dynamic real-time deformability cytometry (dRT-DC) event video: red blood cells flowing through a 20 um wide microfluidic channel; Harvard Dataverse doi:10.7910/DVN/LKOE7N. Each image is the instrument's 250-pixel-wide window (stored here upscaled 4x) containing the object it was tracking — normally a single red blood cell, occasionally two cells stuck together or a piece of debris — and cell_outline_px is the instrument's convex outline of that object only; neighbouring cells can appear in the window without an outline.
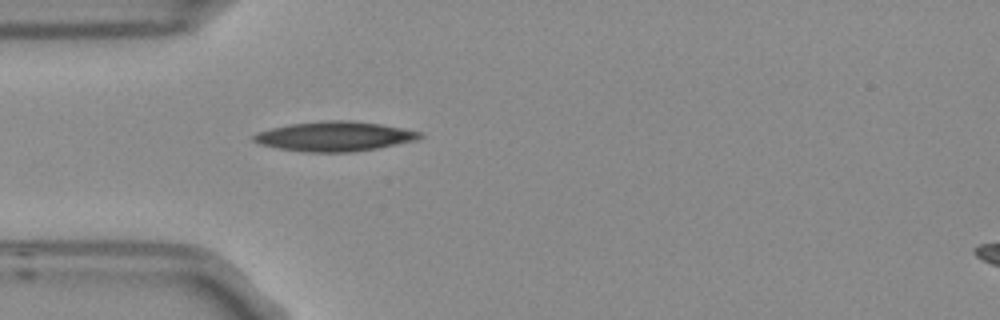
{"species": "Egyptian fruit bat (a non-hibernating species)", "species_latin": "Rousettus aegyptiacus", "temperature_condition": "room temperature", "stored_images_in_passage": 2, "camera_frame_rate_fps": 3000, "um_per_image_px": 0.085, "frame": {"image": 1, "passage_image": 2, "time_ms": 0.333, "image_size_px": [1000, 320], "cell_outline_px": [[424, 136], [416, 140], [376, 148], [352, 152], [304, 152], [280, 148], [260, 144], [252, 140], [252, 136], [256, 132], [288, 124], [324, 120], [348, 120], [380, 124], [420, 132]], "centroid_in_image_um": [28.39, 11.58], "position_along_channel_um": 56.6, "area_um2": 28.55}}